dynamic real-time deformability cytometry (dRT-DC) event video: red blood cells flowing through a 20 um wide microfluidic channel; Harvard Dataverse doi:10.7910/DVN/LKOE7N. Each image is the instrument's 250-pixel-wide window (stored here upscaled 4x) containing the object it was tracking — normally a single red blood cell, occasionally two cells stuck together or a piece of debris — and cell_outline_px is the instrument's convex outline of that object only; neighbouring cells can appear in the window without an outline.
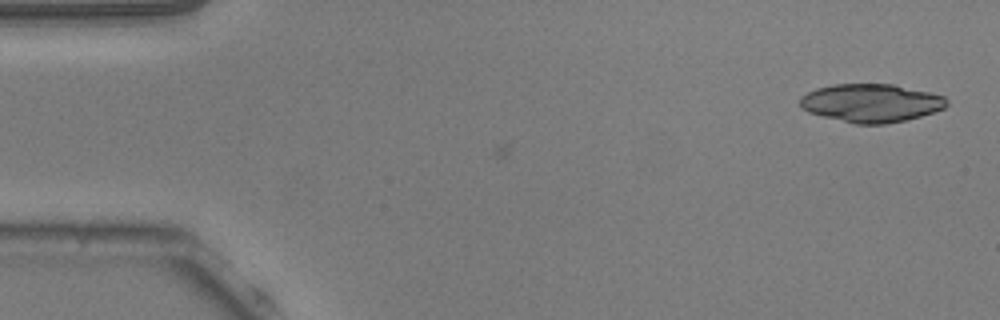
{"species": "common noctule bat (a hibernating species)", "species_latin": "Nyctalus noctula", "temperature_condition": "warm", "stored_images_in_passage": 8, "camera_frame_rate_fps": 3000, "um_per_image_px": 0.085, "animal": {"sex": "male", "body_mass_g": 20.5, "forearm_length_mm": 52.5}, "frame": {"image": 1, "passage_image": 8, "time_ms": 2.333, "image_size_px": [1000, 320], "cell_outline_px": [[948, 104], [944, 108], [920, 116], [904, 120], [884, 124], [856, 124], [808, 112], [800, 108], [800, 96], [816, 88], [832, 84], [892, 84], [928, 92], [944, 96], [948, 100]], "centroid_in_image_um": [74.02, 8.75], "position_along_channel_um": 11.0, "area_um2": 32.54}}